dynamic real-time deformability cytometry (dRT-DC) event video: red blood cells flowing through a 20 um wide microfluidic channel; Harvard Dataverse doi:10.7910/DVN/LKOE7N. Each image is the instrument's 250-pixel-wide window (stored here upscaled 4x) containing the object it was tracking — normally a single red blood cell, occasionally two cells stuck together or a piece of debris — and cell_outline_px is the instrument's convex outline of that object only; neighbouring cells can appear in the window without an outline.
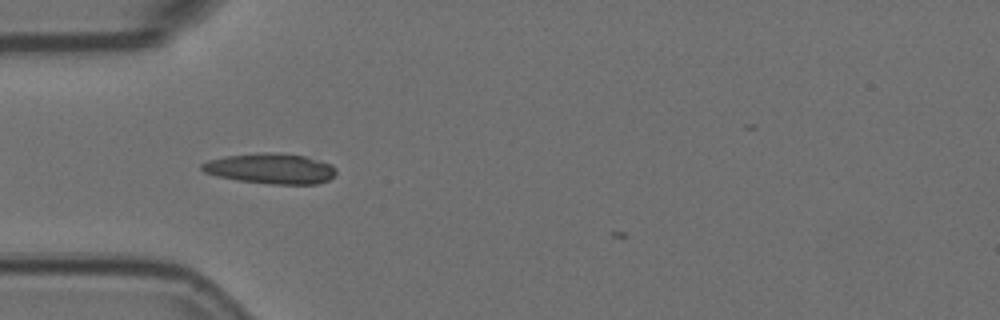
{"species": "Egyptian fruit bat (a non-hibernating species)", "species_latin": "Rousettus aegyptiacus", "temperature_condition": "room temperature", "stored_images_in_passage": 3, "camera_frame_rate_fps": 3000, "um_per_image_px": 0.085, "animal": {"sex": "female"}, "frame": {"image": 1, "passage_image": 2, "time_ms": 0.333, "image_size_px": [1000, 320], "cell_outline_px": [[336, 172], [328, 180], [316, 184], [272, 184], [236, 180], [216, 176], [204, 172], [200, 168], [200, 164], [208, 160], [224, 156], [256, 152], [272, 152], [304, 156], [332, 164], [336, 168]], "centroid_in_image_um": [22.96, 14.32], "position_along_channel_um": 62.0, "area_um2": 23.93}}